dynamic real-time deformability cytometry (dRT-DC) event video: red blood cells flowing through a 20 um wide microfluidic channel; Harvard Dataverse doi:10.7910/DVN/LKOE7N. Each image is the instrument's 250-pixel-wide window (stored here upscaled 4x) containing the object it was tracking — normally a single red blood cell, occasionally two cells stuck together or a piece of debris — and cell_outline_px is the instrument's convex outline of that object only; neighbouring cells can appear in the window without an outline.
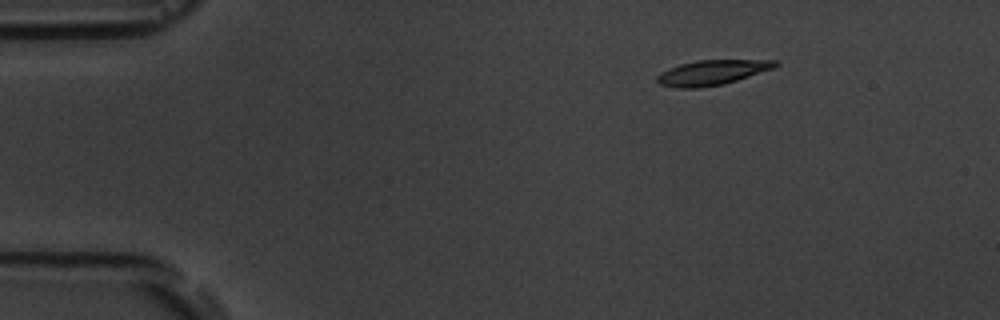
{"species": "common noctule bat (a hibernating species)", "species_latin": "Nyctalus noctula", "temperature_condition": "room temperature", "stored_images_in_passage": 9, "camera_frame_rate_fps": 3000, "um_per_image_px": 0.085, "animal": {"sex": "male", "body_mass_g": 19.5, "forearm_length_mm": 54.6}, "frame": {"image": 1, "passage_image": 1, "time_ms": 0.0, "image_size_px": [1000, 320], "cell_outline_px": [[780, 64], [776, 68], [724, 84], [696, 88], [676, 88], [660, 84], [656, 80], [656, 76], [660, 72], [668, 68], [680, 64], [696, 60], [776, 60]], "centroid_in_image_um": [60.53, 6.16], "position_along_channel_um": 24.5, "area_um2": 17.34}}
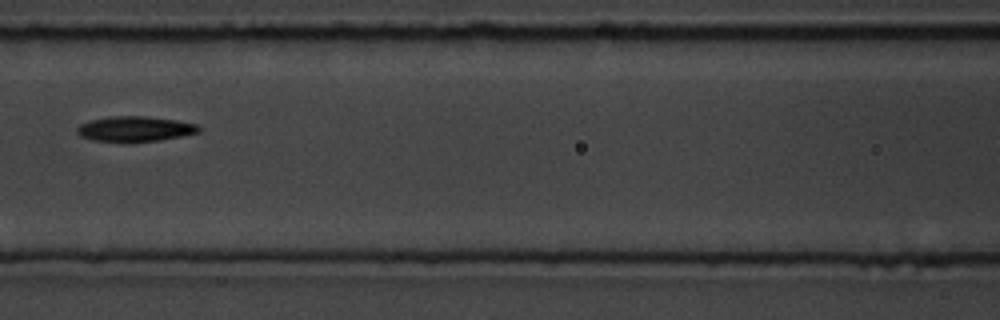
{"frame": {"image": 2, "passage_image": 6, "time_ms": 5.667, "image_size_px": [1000, 320], "cell_outline_px": [[200, 132], [160, 140], [128, 144], [120, 144], [92, 140], [80, 136], [76, 132], [76, 128], [80, 124], [92, 120], [112, 116], [144, 116], [176, 120], [196, 124], [200, 128]], "centroid_in_image_um": [11.42, 11.0], "position_along_channel_um": 155.2, "area_um2": 18.38}}
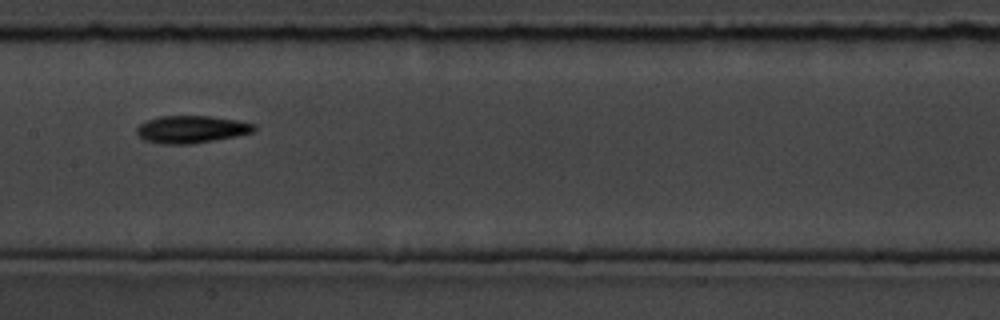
{"frame": {"image": 3, "passage_image": 7, "time_ms": 6.667, "image_size_px": [1000, 320], "cell_outline_px": [[256, 132], [236, 136], [192, 144], [160, 144], [144, 140], [136, 132], [136, 128], [140, 124], [148, 120], [160, 116], [208, 116], [236, 120], [256, 124]], "centroid_in_image_um": [16.29, 11.0], "position_along_channel_um": 191.1, "area_um2": 18.79}}